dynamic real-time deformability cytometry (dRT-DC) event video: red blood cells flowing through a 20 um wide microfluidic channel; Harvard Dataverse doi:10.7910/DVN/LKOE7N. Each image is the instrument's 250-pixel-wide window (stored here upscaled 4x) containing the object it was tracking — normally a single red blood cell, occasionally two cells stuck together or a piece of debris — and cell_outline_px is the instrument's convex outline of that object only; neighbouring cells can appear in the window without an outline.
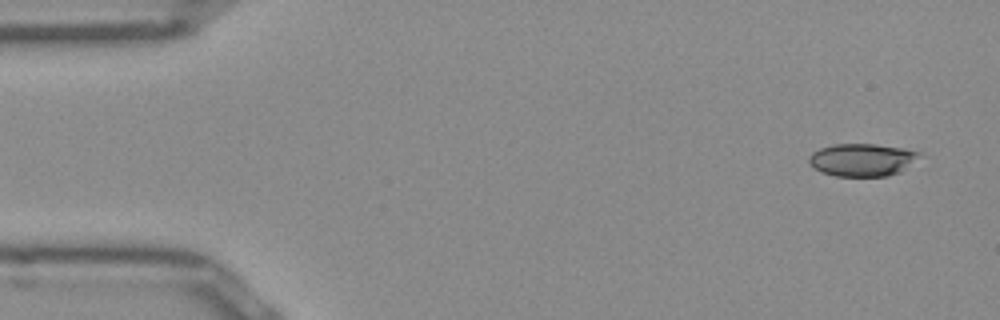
{"species": "Egyptian fruit bat (a non-hibernating species)", "species_latin": "Rousettus aegyptiacus", "temperature_condition": "room temperature", "stored_images_in_passage": 49, "camera_frame_rate_fps": 3000, "um_per_image_px": 0.085, "frame": {"image": 1, "passage_image": 1, "time_ms": 0.0, "image_size_px": [1000, 320], "cell_outline_px": [[920, 152], [900, 172], [888, 176], [836, 176], [820, 172], [808, 160], [808, 156], [812, 152], [820, 148], [836, 144], [876, 144], [904, 148]], "centroid_in_image_um": [73.21, 13.58], "position_along_channel_um": 11.8, "area_um2": 20.63}}
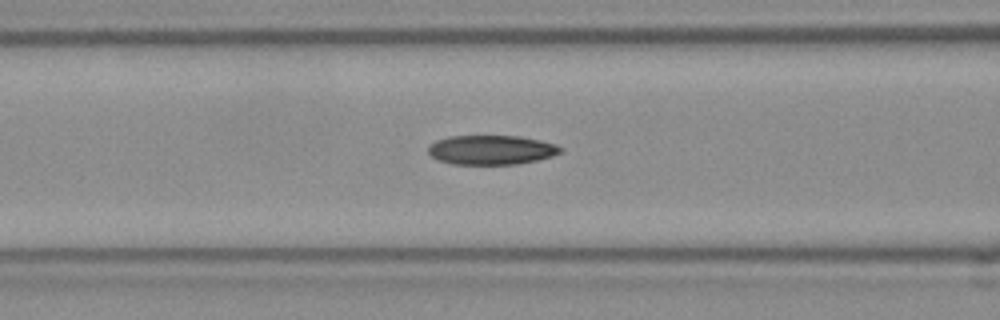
{"frame": {"image": 2, "passage_image": 18, "time_ms": 5.667, "image_size_px": [1000, 320], "cell_outline_px": [[564, 148], [560, 152], [552, 156], [536, 160], [516, 164], [452, 164], [440, 160], [432, 156], [428, 152], [428, 144], [436, 140], [448, 136], [520, 136], [540, 140], [556, 144]], "centroid_in_image_um": [41.75, 12.73], "position_along_channel_um": 124.8, "area_um2": 22.66}}
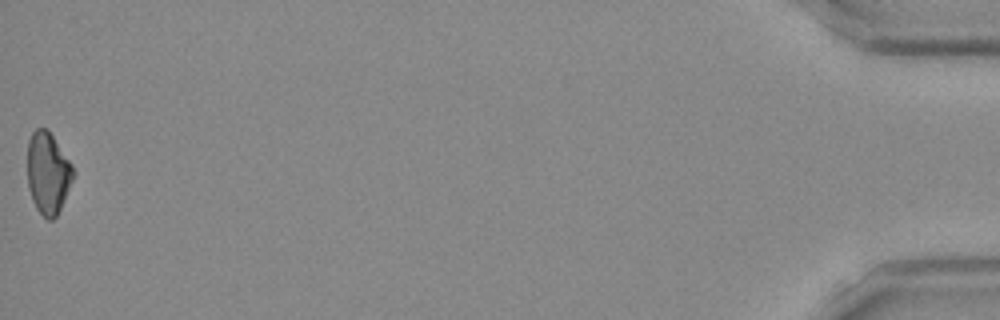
{"frame": {"image": 3, "passage_image": 49, "time_ms": 16.0, "image_size_px": [1000, 320], "cell_outline_px": [[76, 172], [60, 208], [56, 216], [52, 220], [48, 220], [36, 208], [32, 200], [28, 188], [28, 140], [32, 132], [36, 128], [44, 128], [52, 136], [72, 164]], "centroid_in_image_um": [4.07, 14.72], "position_along_channel_um": 431.1, "area_um2": 21.56}, "authors_computed_cell_mechanics": {"area_um2": 22.4264, "velocity_mm_per_s": 3.9814, "shape_relaxation_time_tau1_ms": null, "shape_relaxation_time_tau2_ms": 7.6451, "deformation_change_tau1": null, "deformation_change_tau2": 0.1562}}